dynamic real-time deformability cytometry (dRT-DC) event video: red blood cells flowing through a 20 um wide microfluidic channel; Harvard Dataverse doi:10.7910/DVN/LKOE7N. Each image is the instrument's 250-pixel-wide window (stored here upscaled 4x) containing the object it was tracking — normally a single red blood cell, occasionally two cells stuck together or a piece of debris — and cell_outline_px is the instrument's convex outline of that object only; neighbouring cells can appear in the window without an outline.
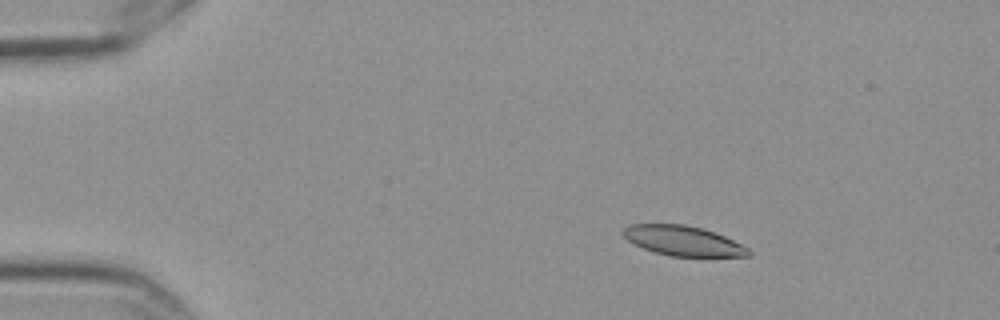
{"species": "Egyptian fruit bat (a non-hibernating species)", "species_latin": "Rousettus aegyptiacus", "temperature_condition": "cold", "stored_images_in_passage": 3, "camera_frame_rate_fps": 3000, "um_per_image_px": 0.085, "frame": {"image": 1, "passage_image": 1, "time_ms": 0.0, "image_size_px": [1000, 320], "cell_outline_px": [[752, 256], [672, 256], [656, 252], [644, 248], [628, 240], [624, 236], [624, 228], [632, 224], [684, 224], [700, 228], [724, 236], [748, 248], [752, 252]], "centroid_in_image_um": [58.08, 20.47], "position_along_channel_um": 26.9, "area_um2": 21.33}}